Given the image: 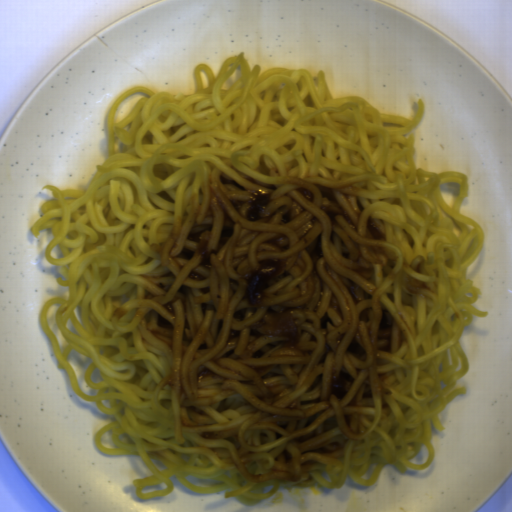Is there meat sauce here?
Here are the masks:
<instances>
[{
  "label": "meat sauce",
  "mask_w": 512,
  "mask_h": 512,
  "mask_svg": "<svg viewBox=\"0 0 512 512\" xmlns=\"http://www.w3.org/2000/svg\"><path fill=\"white\" fill-rule=\"evenodd\" d=\"M252 338H264L269 335L284 340L285 348L299 343L301 332L297 318L290 310L265 313L249 329Z\"/></svg>",
  "instance_id": "1"
},
{
  "label": "meat sauce",
  "mask_w": 512,
  "mask_h": 512,
  "mask_svg": "<svg viewBox=\"0 0 512 512\" xmlns=\"http://www.w3.org/2000/svg\"><path fill=\"white\" fill-rule=\"evenodd\" d=\"M282 269L283 264L280 261L269 259L244 274L245 298L249 306H261L266 296L267 285L275 275L281 273Z\"/></svg>",
  "instance_id": "2"
},
{
  "label": "meat sauce",
  "mask_w": 512,
  "mask_h": 512,
  "mask_svg": "<svg viewBox=\"0 0 512 512\" xmlns=\"http://www.w3.org/2000/svg\"><path fill=\"white\" fill-rule=\"evenodd\" d=\"M271 200L269 192L254 191L248 198L246 215L249 222L259 221Z\"/></svg>",
  "instance_id": "3"
},
{
  "label": "meat sauce",
  "mask_w": 512,
  "mask_h": 512,
  "mask_svg": "<svg viewBox=\"0 0 512 512\" xmlns=\"http://www.w3.org/2000/svg\"><path fill=\"white\" fill-rule=\"evenodd\" d=\"M330 393L339 401L347 393V389L344 387L341 378H335L330 383Z\"/></svg>",
  "instance_id": "4"
}]
</instances>
